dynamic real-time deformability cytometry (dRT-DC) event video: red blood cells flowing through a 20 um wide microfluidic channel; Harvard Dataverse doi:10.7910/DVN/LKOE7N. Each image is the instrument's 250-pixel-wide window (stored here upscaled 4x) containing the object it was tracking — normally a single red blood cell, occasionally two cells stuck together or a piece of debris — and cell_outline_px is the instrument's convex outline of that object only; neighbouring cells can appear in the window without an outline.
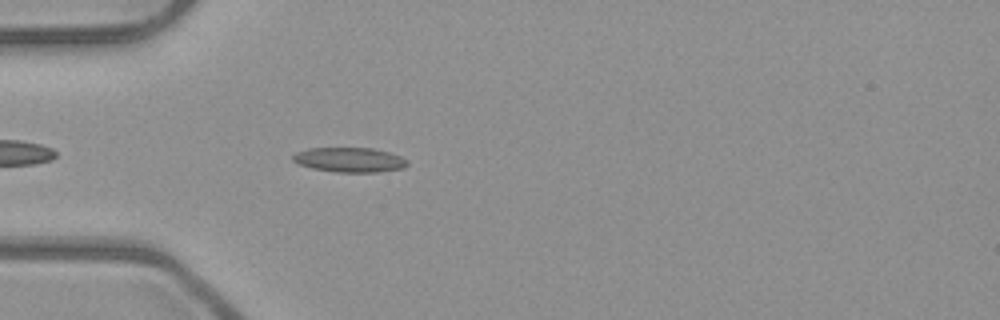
{"species": "common noctule bat (a hibernating species)", "species_latin": "Nyctalus noctula", "temperature_condition": "room temperature", "stored_images_in_passage": 40, "camera_frame_rate_fps": 3000, "um_per_image_px": 0.085, "animal": {"sex": "male", "body_mass_g": 23.1, "forearm_length_mm": 52.7}, "frame": {"image": 1, "passage_image": 4, "time_ms": 1.0, "image_size_px": [1000, 320], "cell_outline_px": [[408, 164], [404, 168], [376, 172], [336, 172], [312, 168], [300, 164], [292, 160], [292, 156], [296, 152], [308, 148], [372, 148], [388, 152], [400, 156], [408, 160]], "centroid_in_image_um": [29.72, 13.58], "position_along_channel_um": 55.3, "area_um2": 16.42}}
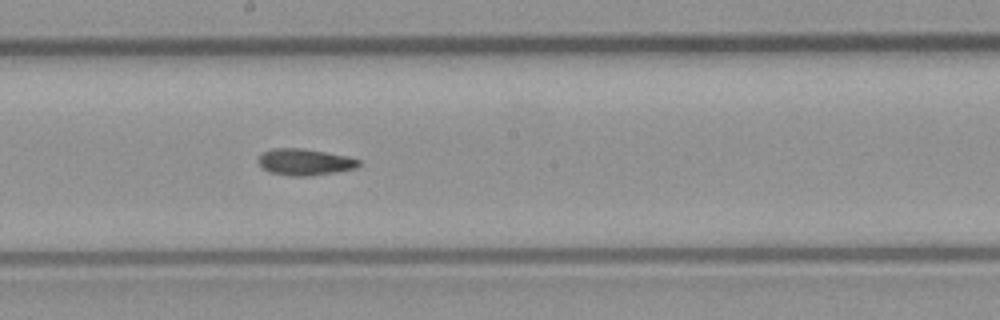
{"frame": {"image": 2, "passage_image": 17, "time_ms": 5.333, "image_size_px": [1000, 320], "cell_outline_px": [[360, 164], [356, 168], [336, 172], [308, 176], [292, 176], [272, 172], [264, 168], [256, 160], [260, 152], [272, 148], [300, 148], [348, 156], [360, 160]], "centroid_in_image_um": [25.88, 13.76], "position_along_channel_um": 222.3, "area_um2": 15.49}}
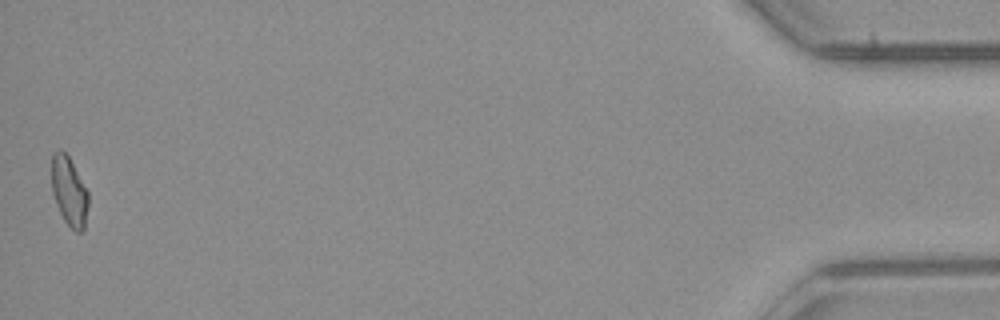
{"frame": {"image": 3, "passage_image": 40, "time_ms": 13.0, "image_size_px": [1000, 320], "cell_outline_px": [[88, 204], [84, 228], [80, 232], [76, 232], [64, 220], [56, 204], [52, 192], [52, 152], [60, 148], [68, 156], [88, 192]], "centroid_in_image_um": [5.86, 16.25], "position_along_channel_um": 429.3, "area_um2": 14.57}, "authors_computed_cell_mechanics": {"area_um2": 15.2303, "velocity_mm_per_s": 3.9863, "shape_relaxation_time_tau1_ms": 10.1192, "shape_relaxation_time_tau2_ms": 6.1152, "deformation_change_tau1": 0.2344, "deformation_change_tau2": 0.1224}}